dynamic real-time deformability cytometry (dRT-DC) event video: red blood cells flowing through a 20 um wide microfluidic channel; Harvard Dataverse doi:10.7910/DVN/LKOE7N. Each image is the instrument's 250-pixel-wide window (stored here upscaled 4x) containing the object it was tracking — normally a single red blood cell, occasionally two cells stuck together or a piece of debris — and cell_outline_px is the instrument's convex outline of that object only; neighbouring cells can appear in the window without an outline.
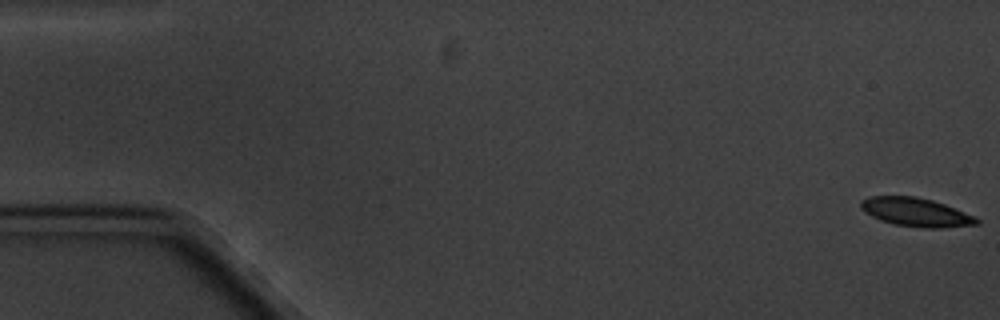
{"species": "common noctule bat (a hibernating species)", "species_latin": "Nyctalus noctula", "temperature_condition": "cold", "stored_images_in_passage": 8, "camera_frame_rate_fps": 3000, "um_per_image_px": 0.085, "animal": {"sex": "male", "body_mass_g": 20.1, "forearm_length_mm": 53.5}, "frame": {"image": 1, "passage_image": 1, "time_ms": 0.0, "image_size_px": [1000, 320], "cell_outline_px": [[980, 224], [940, 228], [920, 228], [896, 224], [880, 220], [864, 212], [860, 208], [860, 200], [868, 196], [916, 196], [932, 200], [944, 204], [976, 216], [980, 220]], "centroid_in_image_um": [77.86, 18.03], "position_along_channel_um": 7.1, "area_um2": 19.48}}
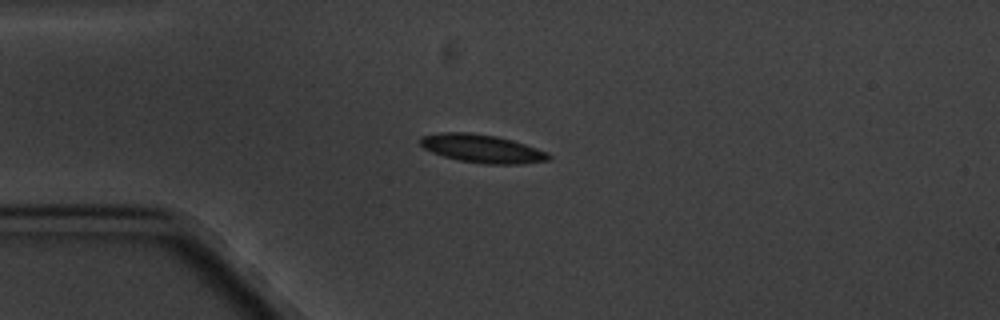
{"frame": {"image": 2, "passage_image": 5, "time_ms": 4.667, "image_size_px": [1000, 320], "cell_outline_px": [[552, 156], [548, 160], [520, 164], [484, 164], [460, 160], [444, 156], [432, 152], [424, 148], [420, 144], [420, 136], [440, 132], [468, 132], [496, 136], [512, 140], [548, 152]], "centroid_in_image_um": [40.96, 12.62], "position_along_channel_um": 44.0, "area_um2": 21.04}}